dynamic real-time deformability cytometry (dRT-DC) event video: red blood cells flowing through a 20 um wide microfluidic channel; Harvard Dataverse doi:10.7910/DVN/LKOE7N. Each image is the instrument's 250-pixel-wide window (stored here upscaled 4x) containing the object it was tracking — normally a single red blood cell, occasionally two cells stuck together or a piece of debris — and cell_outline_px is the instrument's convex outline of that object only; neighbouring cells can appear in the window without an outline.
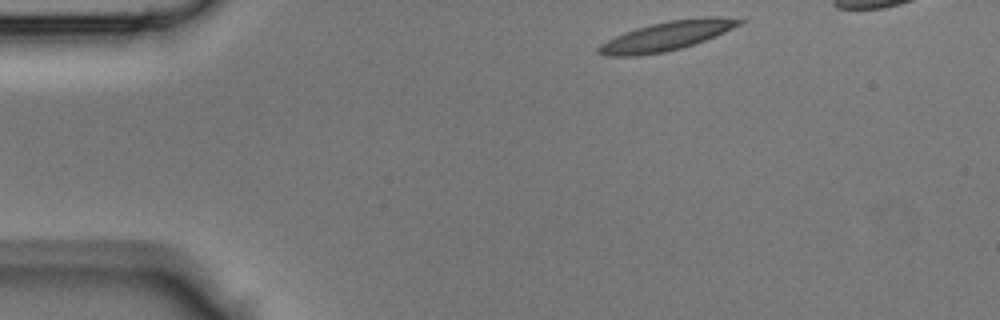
{"species": "Egyptian fruit bat (a non-hibernating species)", "species_latin": "Rousettus aegyptiacus", "temperature_condition": "room temperature", "stored_images_in_passage": 33, "camera_frame_rate_fps": 3000, "um_per_image_px": 0.085, "animal": {"sex": "male"}, "frame": {"image": 1, "passage_image": 1, "time_ms": 0.0, "image_size_px": [1000, 320], "cell_outline_px": [[748, 20], [724, 32], [704, 40], [680, 48], [664, 52], [636, 56], [604, 56], [596, 52], [596, 48], [600, 44], [624, 32], [636, 28], [668, 20], [704, 16], [720, 16]], "centroid_in_image_um": [56.66, 3.05], "position_along_channel_um": 28.3, "area_um2": 23.87}}
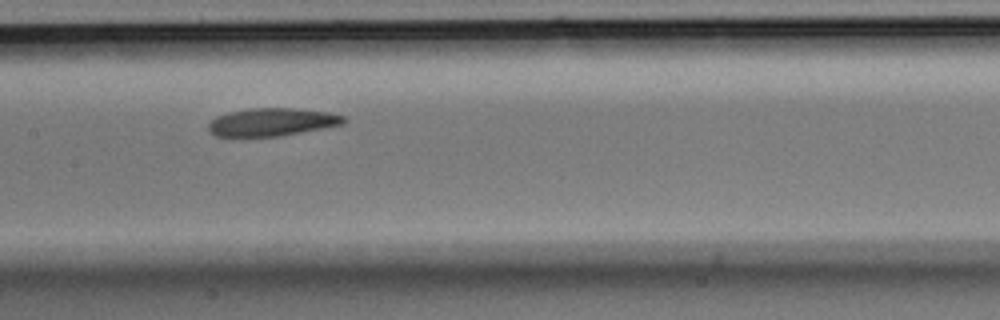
{"frame": {"image": 2, "passage_image": 15, "time_ms": 4.667, "image_size_px": [1000, 320], "cell_outline_px": [[344, 124], [324, 128], [280, 136], [240, 140], [216, 136], [208, 128], [208, 124], [216, 116], [228, 112], [248, 108], [292, 108], [328, 112], [344, 116]], "centroid_in_image_um": [23.02, 10.42], "position_along_channel_um": 184.4, "area_um2": 22.77}}
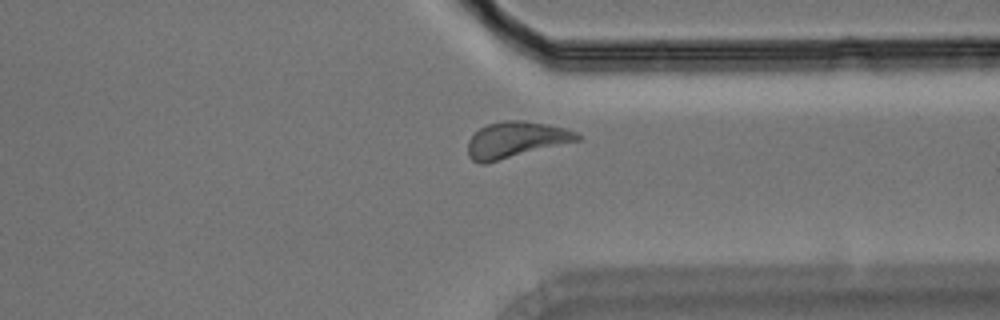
{"frame": {"image": 3, "passage_image": 27, "time_ms": 8.667, "image_size_px": [1000, 320], "cell_outline_px": [[584, 136], [580, 140], [484, 164], [480, 164], [472, 160], [468, 156], [468, 140], [480, 128], [488, 124], [504, 120], [524, 120], [564, 128], [576, 132]], "centroid_in_image_um": [43.84, 11.88], "position_along_channel_um": 367.6, "area_um2": 22.89}}